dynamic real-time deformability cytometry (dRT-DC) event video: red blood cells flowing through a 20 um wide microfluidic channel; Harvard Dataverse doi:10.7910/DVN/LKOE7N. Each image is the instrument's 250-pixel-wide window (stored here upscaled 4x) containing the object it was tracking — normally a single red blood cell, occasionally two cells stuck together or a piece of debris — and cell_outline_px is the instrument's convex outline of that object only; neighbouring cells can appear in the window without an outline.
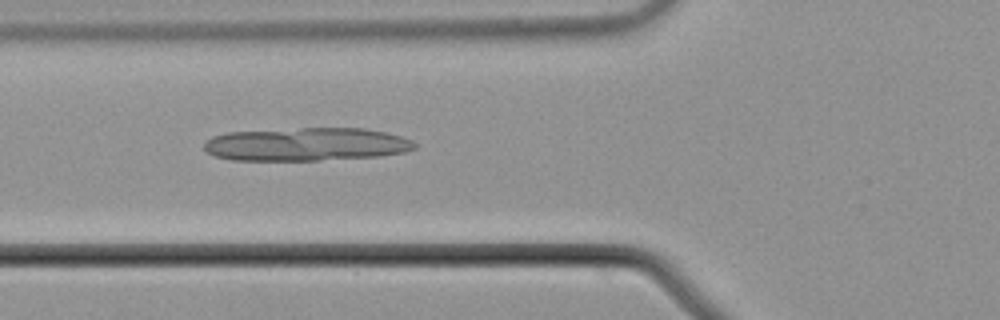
{"species": "common noctule bat (a hibernating species)", "species_latin": "Nyctalus noctula", "temperature_condition": "cold", "stored_images_in_passage": 52, "camera_frame_rate_fps": 3000, "um_per_image_px": 0.085, "animal": {"sex": "male", "body_mass_g": 21.5, "forearm_length_mm": 52.0}, "frame": {"image": 1, "passage_image": 18, "time_ms": 5.667, "image_size_px": [1000, 320], "cell_outline_px": [[416, 148], [404, 152], [380, 156], [320, 160], [232, 160], [216, 156], [208, 152], [204, 148], [204, 144], [212, 136], [228, 132], [300, 128], [364, 128], [384, 132], [400, 136], [412, 140], [416, 144]], "centroid_in_image_um": [26.06, 12.26], "position_along_channel_um": 99.7, "area_um2": 40.69}}
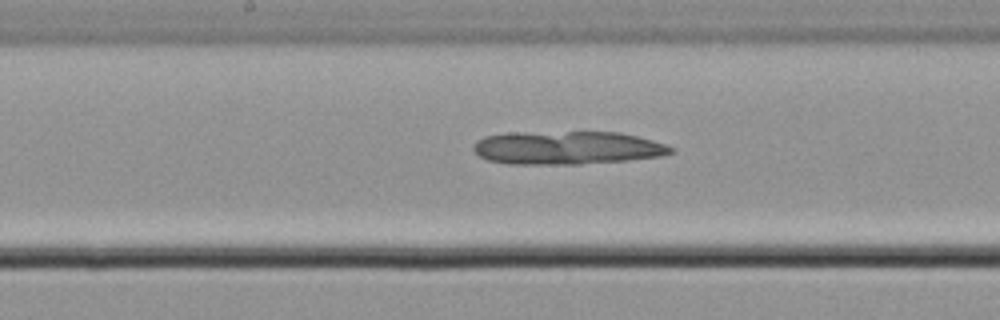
{"frame": {"image": 2, "passage_image": 26, "time_ms": 8.333, "image_size_px": [1000, 320], "cell_outline_px": [[676, 152], [664, 156], [628, 160], [580, 164], [508, 164], [488, 160], [480, 156], [472, 148], [476, 140], [484, 136], [508, 132], [620, 132], [652, 140], [676, 148]], "centroid_in_image_um": [48.22, 12.56], "position_along_channel_um": 200.0, "area_um2": 38.67}}
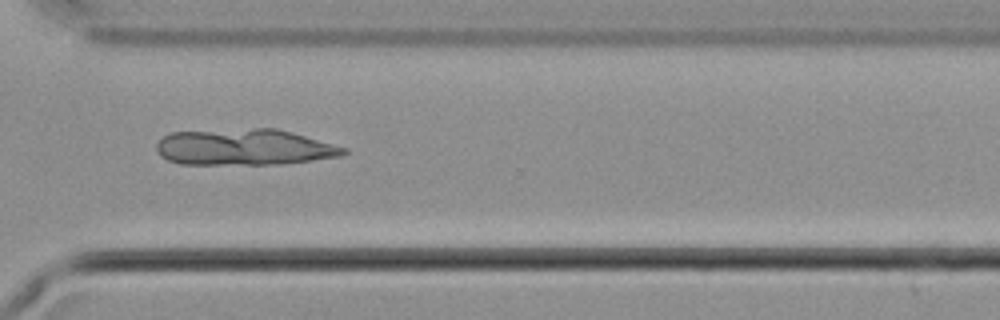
{"frame": {"image": 3, "passage_image": 38, "time_ms": 12.333, "image_size_px": [1000, 320], "cell_outline_px": [[348, 152], [340, 156], [284, 164], [180, 164], [168, 160], [160, 156], [156, 148], [156, 144], [164, 136], [172, 132], [256, 128], [276, 128], [292, 132], [348, 148]], "centroid_in_image_um": [20.77, 12.51], "position_along_channel_um": 349.8, "area_um2": 39.54}}